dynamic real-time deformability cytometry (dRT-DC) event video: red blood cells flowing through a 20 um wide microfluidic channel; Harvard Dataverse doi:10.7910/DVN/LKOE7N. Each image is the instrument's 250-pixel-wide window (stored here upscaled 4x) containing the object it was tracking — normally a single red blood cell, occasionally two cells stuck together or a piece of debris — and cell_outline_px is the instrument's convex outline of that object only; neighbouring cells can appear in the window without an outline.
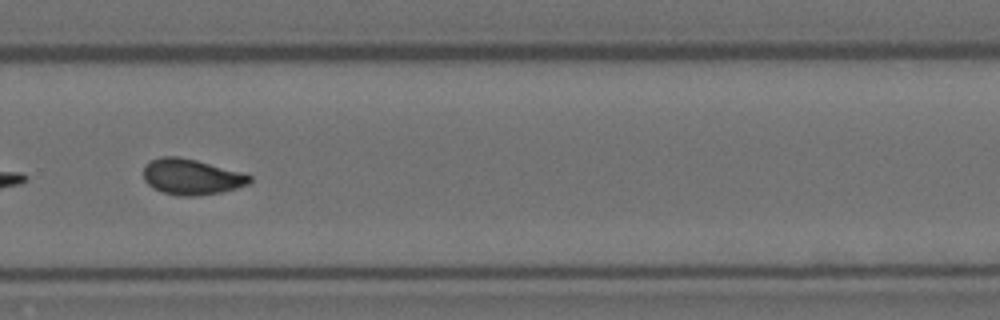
{"species": "Egyptian fruit bat (a non-hibernating species)", "species_latin": "Rousettus aegyptiacus", "temperature_condition": "room temperature", "stored_images_in_passage": 25, "camera_frame_rate_fps": 3000, "um_per_image_px": 0.085, "animal": {"sex": "female"}, "frame": {"image": 1, "passage_image": 22, "time_ms": 7.0, "image_size_px": [1000, 320], "cell_outline_px": [[252, 180], [248, 184], [236, 188], [220, 192], [196, 196], [176, 196], [152, 188], [144, 180], [144, 164], [160, 156], [176, 156], [196, 160], [244, 172], [252, 176]], "centroid_in_image_um": [16.28, 15.02], "position_along_channel_um": 313.5, "area_um2": 22.25}}